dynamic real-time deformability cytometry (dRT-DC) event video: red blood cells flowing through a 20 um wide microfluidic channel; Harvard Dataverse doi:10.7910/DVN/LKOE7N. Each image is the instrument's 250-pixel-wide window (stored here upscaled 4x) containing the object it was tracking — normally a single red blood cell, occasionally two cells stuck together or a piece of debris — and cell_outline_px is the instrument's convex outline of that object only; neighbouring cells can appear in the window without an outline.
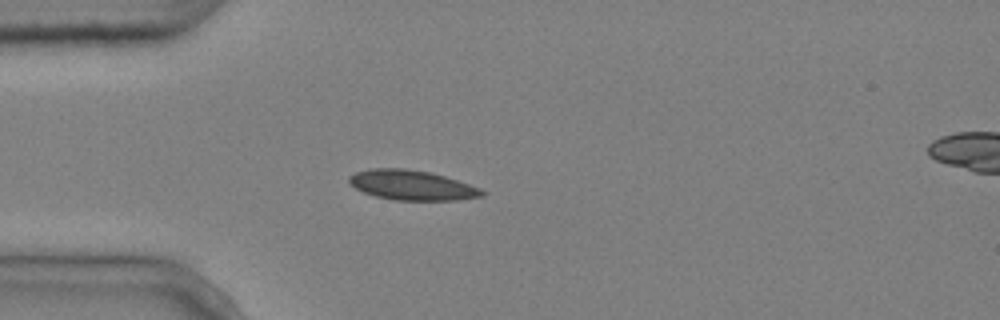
{"species": "common noctule bat (a hibernating species)", "species_latin": "Nyctalus noctula", "temperature_condition": "cold", "stored_images_in_passage": 4, "segment_of_instrument_passage": [1, 2], "camera_frame_rate_fps": 3000, "um_per_image_px": 0.085, "animal": {"sex": "male", "body_mass_g": 20.4}, "frame": {"image": 1, "passage_image": 3, "time_ms": 0.667, "image_size_px": [1000, 320], "cell_outline_px": [[488, 192], [484, 196], [456, 200], [392, 200], [376, 196], [364, 192], [356, 188], [348, 180], [348, 176], [356, 172], [372, 168], [404, 168], [432, 172], [480, 188]], "centroid_in_image_um": [35.03, 15.74], "position_along_channel_um": 50.0, "area_um2": 23.12}}